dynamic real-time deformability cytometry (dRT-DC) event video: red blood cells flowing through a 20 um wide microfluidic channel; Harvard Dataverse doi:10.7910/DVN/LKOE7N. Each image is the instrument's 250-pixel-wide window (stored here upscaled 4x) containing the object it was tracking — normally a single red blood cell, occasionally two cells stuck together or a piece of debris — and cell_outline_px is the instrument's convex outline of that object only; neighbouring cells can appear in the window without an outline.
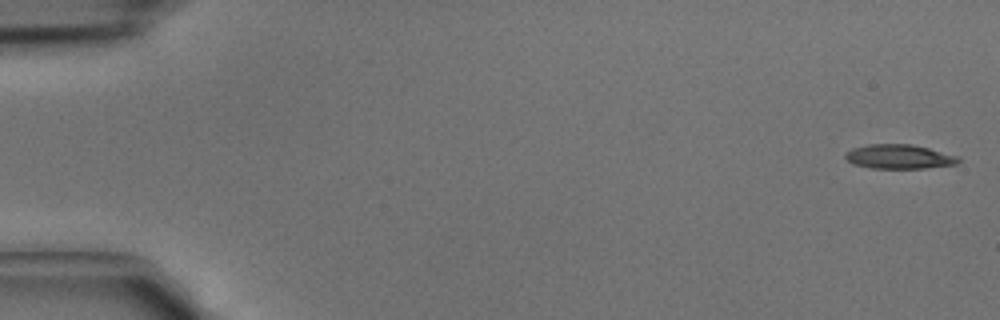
{"species": "common noctule bat (a hibernating species)", "species_latin": "Nyctalus noctula", "temperature_condition": "cold", "stored_images_in_passage": 6, "camera_frame_rate_fps": 3000, "um_per_image_px": 0.085, "animal": {"sex": "male", "body_mass_g": 15.6}, "frame": {"image": 1, "passage_image": 1, "time_ms": 0.0, "image_size_px": [1000, 320], "cell_outline_px": [[960, 160], [956, 164], [924, 168], [872, 168], [852, 164], [844, 156], [844, 152], [852, 148], [868, 144], [912, 144], [960, 156]], "centroid_in_image_um": [76.4, 13.31], "position_along_channel_um": 8.6, "area_um2": 16.07}}